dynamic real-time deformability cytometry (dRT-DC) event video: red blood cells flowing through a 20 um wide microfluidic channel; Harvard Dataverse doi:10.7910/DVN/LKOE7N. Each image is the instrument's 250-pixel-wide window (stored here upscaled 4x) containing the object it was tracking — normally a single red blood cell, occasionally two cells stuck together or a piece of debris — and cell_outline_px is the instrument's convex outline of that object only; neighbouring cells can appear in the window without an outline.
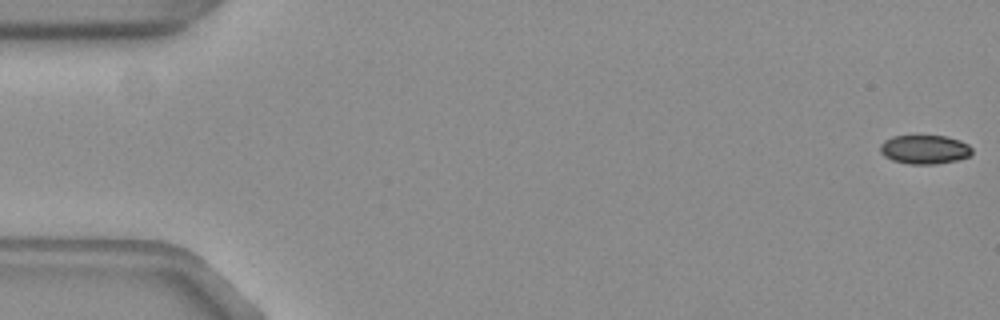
{"species": "common noctule bat (a hibernating species)", "species_latin": "Nyctalus noctula", "temperature_condition": "warm", "stored_images_in_passage": 16, "camera_frame_rate_fps": 3000, "um_per_image_px": 0.085, "animal": {"sex": "female", "body_mass_g": 19.3, "forearm_length_mm": 54.1}, "frame": {"image": 1, "passage_image": 1, "time_ms": 0.0, "image_size_px": [1000, 320], "cell_outline_px": [[972, 152], [968, 156], [956, 160], [936, 164], [912, 164], [892, 160], [884, 156], [880, 152], [880, 144], [884, 140], [892, 136], [944, 136], [960, 140], [968, 144], [972, 148]], "centroid_in_image_um": [78.57, 12.7], "position_along_channel_um": 6.4, "area_um2": 15.43}}